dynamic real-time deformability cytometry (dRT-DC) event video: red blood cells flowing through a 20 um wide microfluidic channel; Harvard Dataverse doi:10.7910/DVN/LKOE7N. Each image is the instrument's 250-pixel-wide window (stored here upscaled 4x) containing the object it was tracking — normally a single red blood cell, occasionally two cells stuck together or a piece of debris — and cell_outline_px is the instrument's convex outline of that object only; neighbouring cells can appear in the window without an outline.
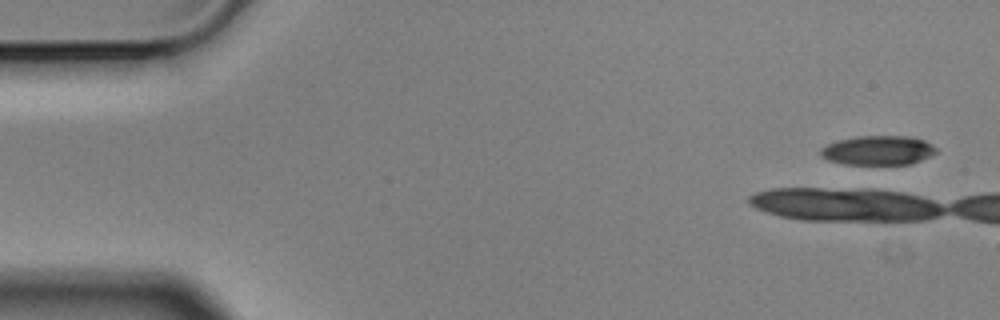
{"species": "Egyptian fruit bat (a non-hibernating species)", "species_latin": "Rousettus aegyptiacus", "temperature_condition": "cold", "stored_images_in_passage": 5, "segment_of_instrument_passage": [2, 2], "camera_frame_rate_fps": 3000, "um_per_image_px": 0.085, "animal": {"sex": "male"}, "frame": {"image": 1, "passage_image": 5, "time_ms": 1.333, "image_size_px": [1000, 320], "cell_outline_px": [[936, 152], [912, 164], [844, 164], [828, 160], [820, 156], [820, 148], [828, 144], [840, 140], [856, 136], [908, 136], [924, 140], [932, 144], [936, 148]], "centroid_in_image_um": [74.61, 12.78], "position_along_channel_um": 10.4, "area_um2": 19.65}}